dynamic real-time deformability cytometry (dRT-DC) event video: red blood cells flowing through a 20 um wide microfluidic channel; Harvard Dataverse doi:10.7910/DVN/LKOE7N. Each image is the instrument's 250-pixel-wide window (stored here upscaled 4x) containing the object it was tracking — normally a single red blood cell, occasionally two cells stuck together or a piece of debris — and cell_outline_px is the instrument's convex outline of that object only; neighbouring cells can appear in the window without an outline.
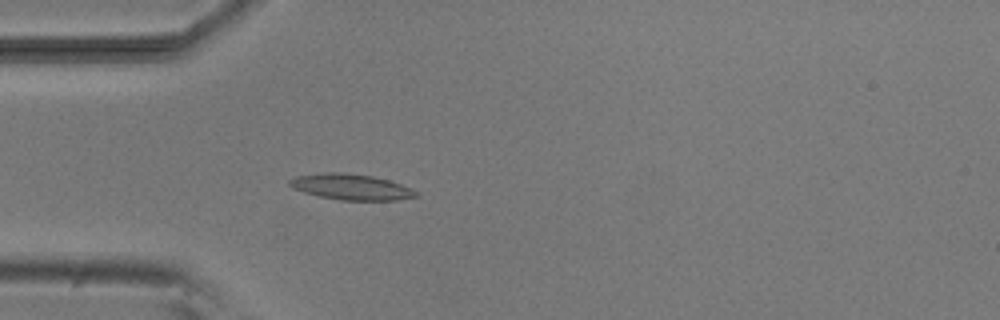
{"species": "common noctule bat (a hibernating species)", "species_latin": "Nyctalus noctula", "temperature_condition": "room temperature", "stored_images_in_passage": 3, "camera_frame_rate_fps": 3000, "um_per_image_px": 0.085, "animal": {"sex": "male", "body_mass_g": 20.5, "forearm_length_mm": 52.5}, "frame": {"image": 1, "passage_image": 3, "time_ms": 2.333, "image_size_px": [1000, 320], "cell_outline_px": [[420, 196], [396, 200], [340, 200], [320, 196], [304, 192], [292, 188], [288, 184], [288, 180], [296, 176], [324, 172], [344, 172], [372, 176], [388, 180], [400, 184], [416, 192]], "centroid_in_image_um": [29.8, 15.88], "position_along_channel_um": 55.2, "area_um2": 18.9}}